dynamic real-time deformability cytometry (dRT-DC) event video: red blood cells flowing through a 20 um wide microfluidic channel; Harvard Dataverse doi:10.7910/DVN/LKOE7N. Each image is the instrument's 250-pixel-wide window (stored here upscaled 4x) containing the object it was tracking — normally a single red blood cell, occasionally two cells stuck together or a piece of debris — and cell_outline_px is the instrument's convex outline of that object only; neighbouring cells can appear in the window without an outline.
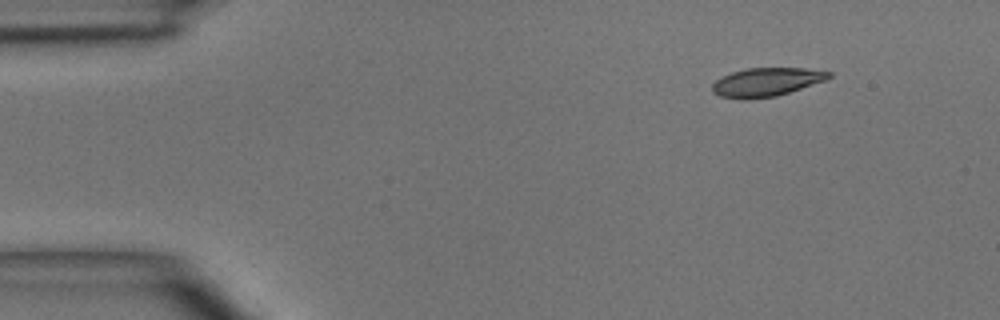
{"species": "common noctule bat (a hibernating species)", "species_latin": "Nyctalus noctula", "temperature_condition": "room temperature", "stored_images_in_passage": 4, "camera_frame_rate_fps": 3000, "um_per_image_px": 0.085, "animal": {"sex": "male", "body_mass_g": 15.6}, "frame": {"image": 1, "passage_image": 1, "time_ms": 0.0, "image_size_px": [1000, 320], "cell_outline_px": [[832, 76], [828, 80], [776, 96], [720, 96], [712, 92], [712, 84], [716, 80], [732, 72], [748, 68], [804, 68], [832, 72]], "centroid_in_image_um": [65.24, 6.92], "position_along_channel_um": 19.8, "area_um2": 18.67}}
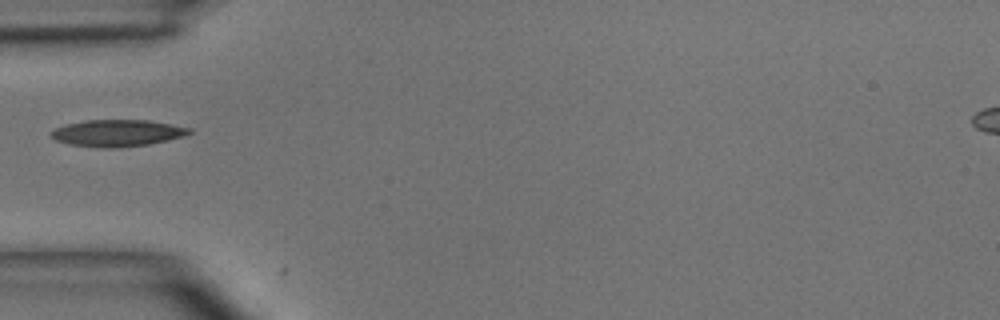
{"frame": {"image": 2, "passage_image": 4, "time_ms": 3.333, "image_size_px": [1000, 320], "cell_outline_px": [[192, 132], [184, 136], [168, 140], [148, 144], [116, 148], [104, 148], [68, 144], [56, 140], [48, 136], [56, 128], [64, 124], [84, 120], [148, 120], [192, 128]], "centroid_in_image_um": [9.96, 11.31], "position_along_channel_um": 75.0, "area_um2": 21.62}}